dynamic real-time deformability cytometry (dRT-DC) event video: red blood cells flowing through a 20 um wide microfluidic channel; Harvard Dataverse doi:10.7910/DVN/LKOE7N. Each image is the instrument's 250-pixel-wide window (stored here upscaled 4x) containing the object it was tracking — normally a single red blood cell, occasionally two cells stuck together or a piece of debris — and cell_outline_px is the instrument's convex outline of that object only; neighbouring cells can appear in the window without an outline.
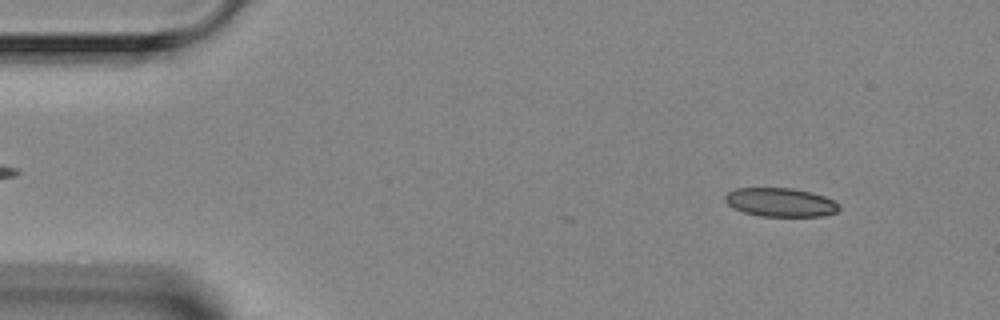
{"species": "Egyptian fruit bat (a non-hibernating species)", "species_latin": "Rousettus aegyptiacus", "temperature_condition": "room temperature", "stored_images_in_passage": 4, "camera_frame_rate_fps": 3000, "um_per_image_px": 0.085, "animal": {"sex": "female"}, "frame": {"image": 1, "passage_image": 1, "time_ms": 0.0, "image_size_px": [1000, 320], "cell_outline_px": [[840, 208], [836, 212], [820, 216], [760, 216], [744, 212], [728, 204], [724, 200], [724, 196], [728, 192], [736, 188], [792, 188], [812, 192], [824, 196], [840, 204]], "centroid_in_image_um": [66.35, 17.19], "position_along_channel_um": 18.7, "area_um2": 19.02}}
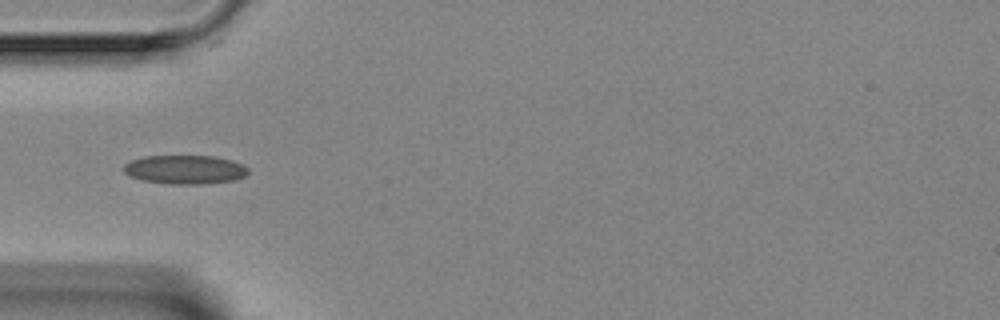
{"frame": {"image": 2, "passage_image": 4, "time_ms": 3.333, "image_size_px": [1000, 320], "cell_outline_px": [[248, 172], [244, 176], [236, 180], [200, 184], [172, 184], [144, 180], [132, 176], [124, 172], [124, 164], [132, 160], [144, 156], [212, 156], [232, 160], [244, 164], [248, 168]], "centroid_in_image_um": [15.76, 14.4], "position_along_channel_um": 69.2, "area_um2": 20.81}}